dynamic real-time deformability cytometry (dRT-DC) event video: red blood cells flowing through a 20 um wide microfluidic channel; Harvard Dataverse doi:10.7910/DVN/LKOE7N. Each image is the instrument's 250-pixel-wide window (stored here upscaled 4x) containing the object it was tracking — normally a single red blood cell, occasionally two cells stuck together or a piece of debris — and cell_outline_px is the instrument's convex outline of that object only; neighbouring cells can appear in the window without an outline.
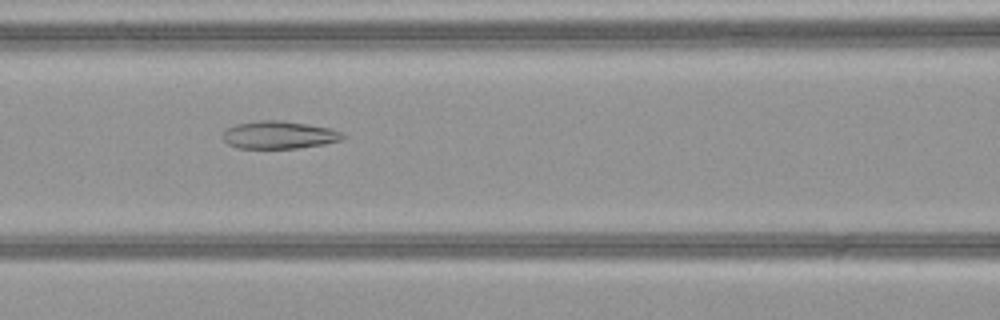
{"species": "common noctule bat (a hibernating species)", "species_latin": "Nyctalus noctula", "temperature_condition": "warm", "stored_images_in_passage": 27, "camera_frame_rate_fps": 3000, "um_per_image_px": 0.085, "animal": {"sex": "female", "body_mass_g": 21.9}, "frame": {"image": 1, "passage_image": 8, "time_ms": 2.333, "image_size_px": [1000, 320], "cell_outline_px": [[344, 136], [340, 140], [324, 144], [296, 148], [236, 148], [228, 144], [224, 140], [224, 132], [228, 128], [236, 124], [260, 120], [280, 120], [308, 124], [332, 128], [340, 132]], "centroid_in_image_um": [23.71, 11.46], "position_along_channel_um": 142.9, "area_um2": 19.19}}
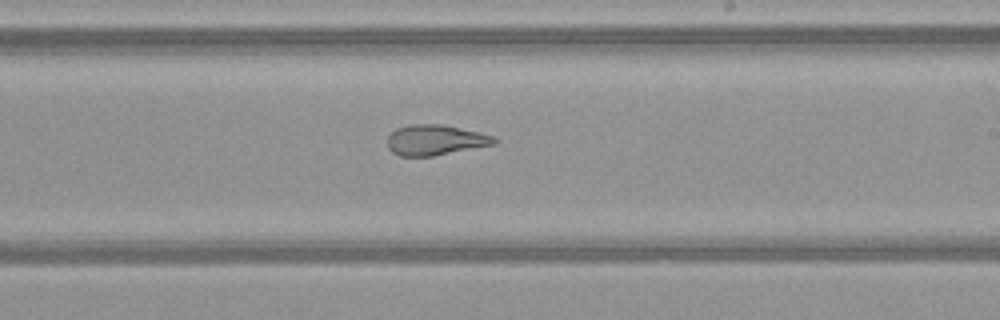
{"frame": {"image": 2, "passage_image": 16, "time_ms": 5.0, "image_size_px": [1000, 320], "cell_outline_px": [[500, 140], [496, 144], [432, 156], [400, 156], [392, 152], [388, 148], [388, 136], [396, 128], [408, 124], [444, 124], [480, 132], [492, 136]], "centroid_in_image_um": [37.01, 11.89], "position_along_channel_um": 252.0, "area_um2": 19.07}}
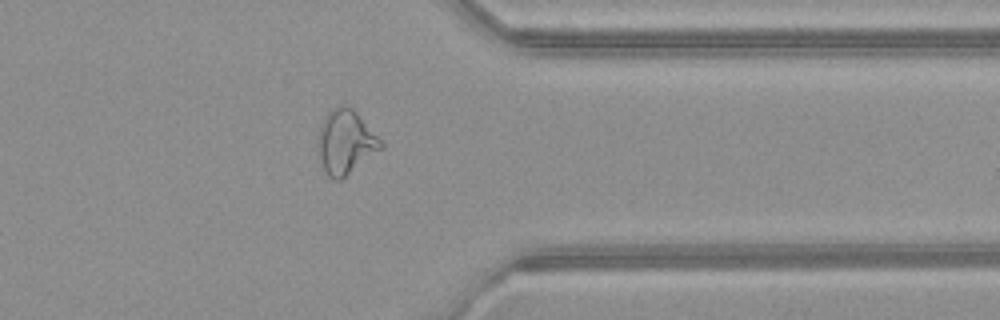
{"frame": {"image": 3, "passage_image": 26, "time_ms": 8.333, "image_size_px": [1000, 320], "cell_outline_px": [[384, 148], [340, 180], [332, 180], [328, 176], [324, 168], [316, 148], [316, 144], [320, 128], [324, 116], [336, 104], [344, 104], [352, 108], [384, 140]], "centroid_in_image_um": [29.4, 12.05], "position_along_channel_um": 382.0, "area_um2": 23.99}}